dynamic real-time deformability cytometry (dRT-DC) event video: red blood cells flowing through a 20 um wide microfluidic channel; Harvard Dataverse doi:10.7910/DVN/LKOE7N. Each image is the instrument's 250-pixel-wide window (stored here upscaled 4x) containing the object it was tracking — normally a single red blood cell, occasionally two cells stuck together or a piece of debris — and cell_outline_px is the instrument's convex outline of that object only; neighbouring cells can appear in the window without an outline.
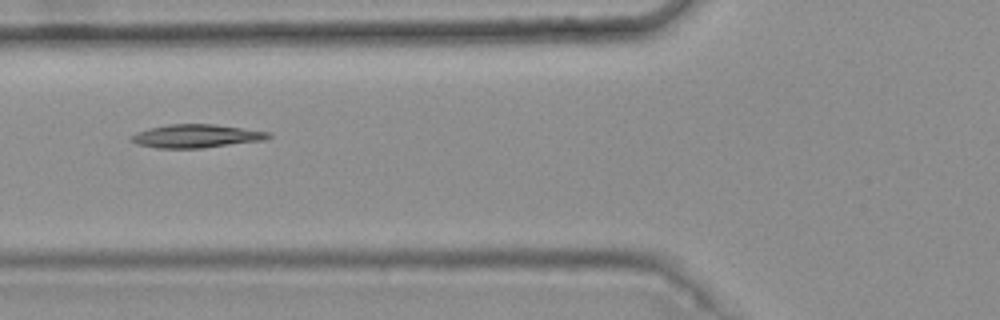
{"species": "common noctule bat (a hibernating species)", "species_latin": "Nyctalus noctula", "temperature_condition": "warm", "stored_images_in_passage": 7, "camera_frame_rate_fps": 3000, "um_per_image_px": 0.085, "animal": {"sex": "female", "body_mass_g": 25.1}, "frame": {"image": 1, "passage_image": 4, "time_ms": 1.0, "image_size_px": [1000, 320], "cell_outline_px": [[272, 136], [264, 140], [200, 148], [156, 148], [136, 144], [128, 140], [128, 136], [136, 132], [148, 128], [168, 124], [216, 124], [272, 132]], "centroid_in_image_um": [16.63, 11.56], "position_along_channel_um": 109.2, "area_um2": 18.9}}
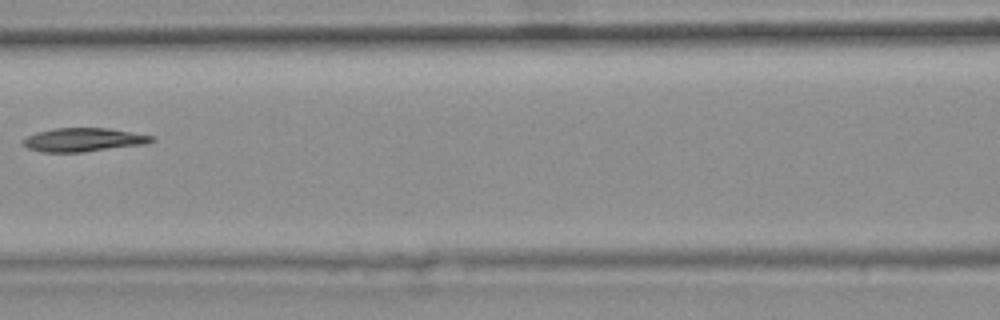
{"frame": {"image": 2, "passage_image": 5, "time_ms": 1.333, "image_size_px": [1000, 320], "cell_outline_px": [[156, 140], [148, 144], [84, 152], [40, 152], [28, 148], [20, 144], [20, 140], [36, 132], [52, 128], [108, 128], [156, 136]], "centroid_in_image_um": [7.1, 11.88], "position_along_channel_um": 159.5, "area_um2": 18.09}}
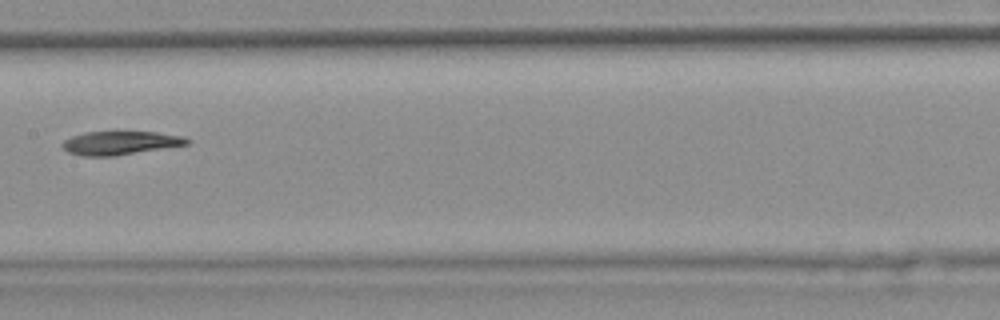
{"frame": {"image": 3, "passage_image": 6, "time_ms": 1.667, "image_size_px": [1000, 320], "cell_outline_px": [[192, 140], [188, 144], [116, 156], [84, 156], [68, 152], [60, 144], [64, 140], [72, 136], [84, 132], [156, 132], [184, 136]], "centroid_in_image_um": [10.23, 12.15], "position_along_channel_um": 197.2, "area_um2": 17.11}}